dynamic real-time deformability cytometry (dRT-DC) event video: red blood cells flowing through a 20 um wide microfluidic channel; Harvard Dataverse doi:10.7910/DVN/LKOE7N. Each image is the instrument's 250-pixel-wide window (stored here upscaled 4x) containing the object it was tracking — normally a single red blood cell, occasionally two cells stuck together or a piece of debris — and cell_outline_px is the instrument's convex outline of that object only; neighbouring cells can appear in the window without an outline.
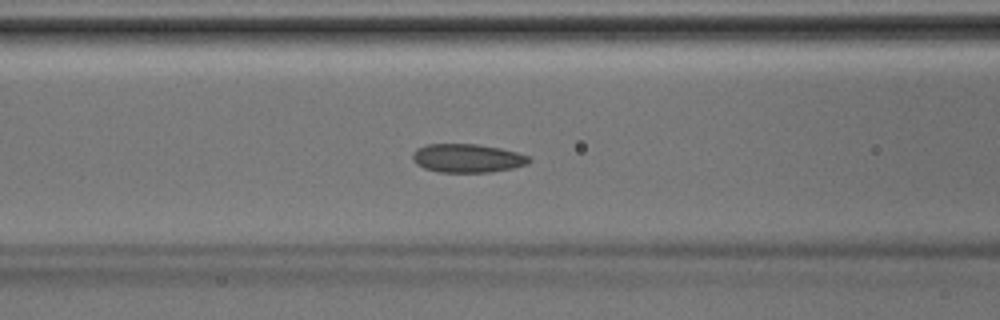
{"species": "Egyptian fruit bat (a non-hibernating species)", "species_latin": "Rousettus aegyptiacus", "temperature_condition": "room temperature", "stored_images_in_passage": 36, "camera_frame_rate_fps": 3000, "um_per_image_px": 0.085, "animal": {"sex": "male"}, "frame": {"image": 1, "passage_image": 12, "time_ms": 3.667, "image_size_px": [1000, 320], "cell_outline_px": [[532, 160], [528, 164], [512, 168], [492, 172], [440, 172], [424, 168], [416, 164], [412, 160], [412, 152], [416, 148], [428, 144], [476, 144], [500, 148], [516, 152], [528, 156]], "centroid_in_image_um": [39.7, 13.45], "position_along_channel_um": 126.9, "area_um2": 19.48}}
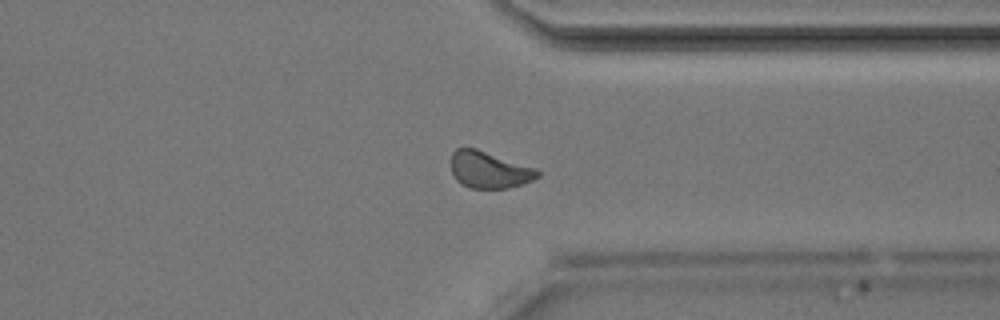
{"frame": {"image": 2, "passage_image": 27, "time_ms": 8.667, "image_size_px": [1000, 320], "cell_outline_px": [[540, 176], [532, 180], [508, 188], [468, 188], [460, 184], [456, 180], [452, 172], [452, 152], [456, 148], [476, 148], [536, 168], [540, 172]], "centroid_in_image_um": [41.57, 14.44], "position_along_channel_um": 369.8, "area_um2": 18.5}}
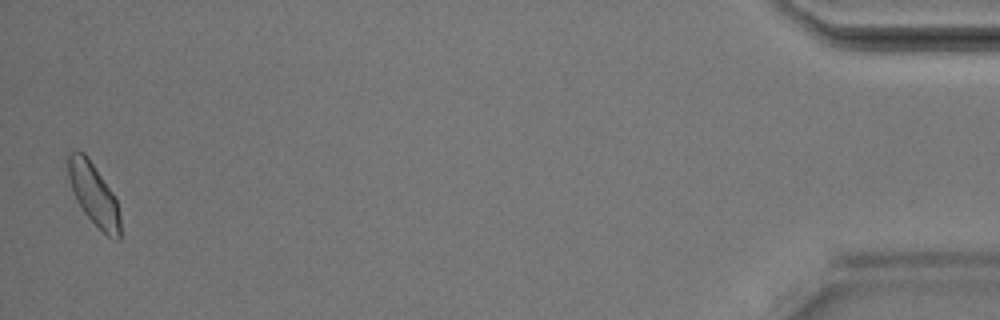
{"frame": {"image": 3, "passage_image": 36, "time_ms": 11.667, "image_size_px": [1000, 320], "cell_outline_px": [[120, 240], [116, 240], [108, 236], [84, 212], [76, 200], [72, 192], [68, 176], [68, 156], [76, 148], [84, 152], [112, 192], [116, 200], [120, 216]], "centroid_in_image_um": [7.95, 16.5], "position_along_channel_um": 427.2, "area_um2": 18.5}}